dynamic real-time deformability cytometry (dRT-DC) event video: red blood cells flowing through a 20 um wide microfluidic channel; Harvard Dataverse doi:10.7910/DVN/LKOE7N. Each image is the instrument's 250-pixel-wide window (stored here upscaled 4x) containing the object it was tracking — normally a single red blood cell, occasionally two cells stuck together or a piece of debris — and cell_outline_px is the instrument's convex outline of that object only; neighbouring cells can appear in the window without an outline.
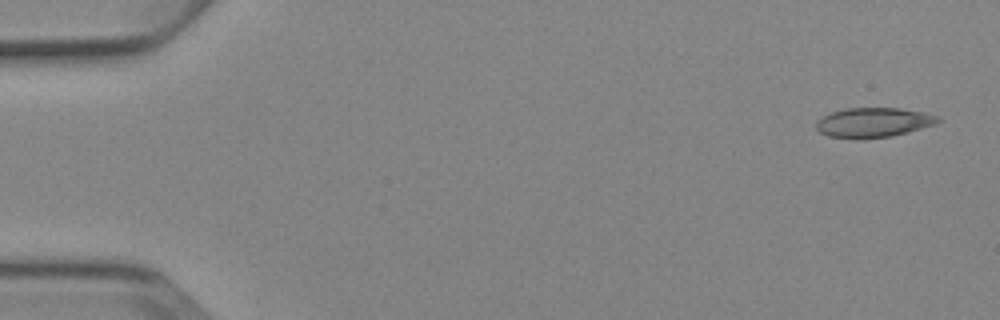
{"species": "Egyptian fruit bat (a non-hibernating species)", "species_latin": "Rousettus aegyptiacus", "temperature_condition": "cold", "stored_images_in_passage": 6, "camera_frame_rate_fps": 3000, "um_per_image_px": 0.085, "animal": {"sex": "female"}, "frame": {"image": 1, "passage_image": 1, "time_ms": 0.0, "image_size_px": [1000, 320], "cell_outline_px": [[940, 120], [936, 124], [892, 136], [856, 140], [828, 136], [820, 132], [816, 128], [816, 120], [832, 112], [844, 108], [900, 108], [924, 112], [940, 116]], "centroid_in_image_um": [74.23, 10.42], "position_along_channel_um": 10.8, "area_um2": 21.27}}
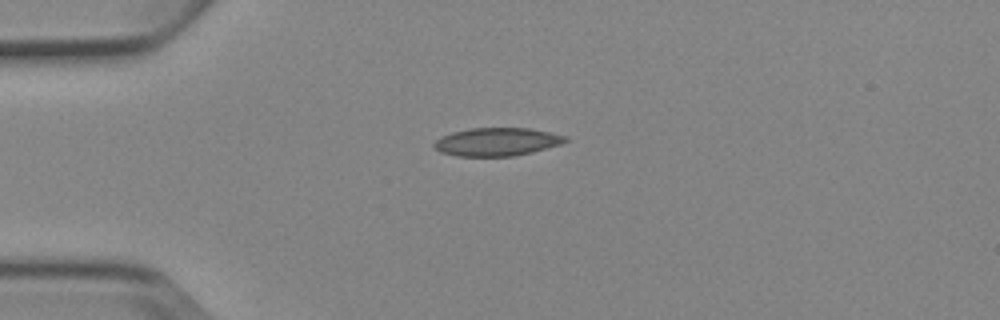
{"frame": {"image": 2, "passage_image": 4, "time_ms": 3.667, "image_size_px": [1000, 320], "cell_outline_px": [[572, 140], [560, 144], [532, 152], [512, 156], [456, 156], [440, 152], [432, 144], [440, 136], [452, 132], [468, 128], [528, 128], [568, 136]], "centroid_in_image_um": [42.24, 12.05], "position_along_channel_um": 42.8, "area_um2": 21.62}}
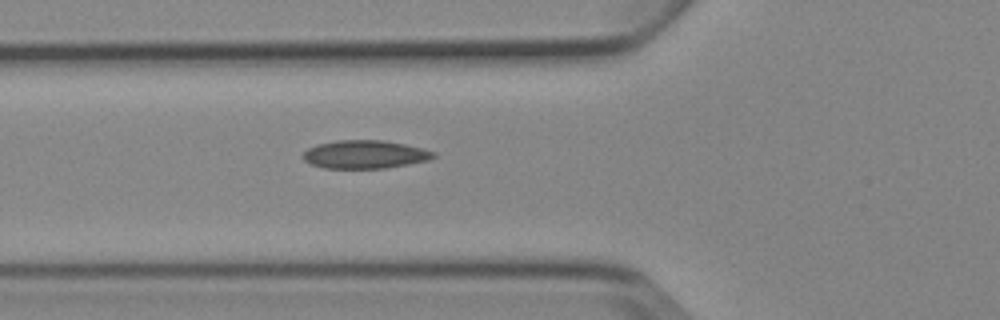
{"frame": {"image": 3, "passage_image": 6, "time_ms": 5.667, "image_size_px": [1000, 320], "cell_outline_px": [[436, 156], [428, 160], [408, 164], [384, 168], [324, 168], [312, 164], [304, 160], [300, 156], [308, 148], [316, 144], [336, 140], [384, 140], [404, 144], [436, 152]], "centroid_in_image_um": [30.98, 13.12], "position_along_channel_um": 94.8, "area_um2": 21.44}}